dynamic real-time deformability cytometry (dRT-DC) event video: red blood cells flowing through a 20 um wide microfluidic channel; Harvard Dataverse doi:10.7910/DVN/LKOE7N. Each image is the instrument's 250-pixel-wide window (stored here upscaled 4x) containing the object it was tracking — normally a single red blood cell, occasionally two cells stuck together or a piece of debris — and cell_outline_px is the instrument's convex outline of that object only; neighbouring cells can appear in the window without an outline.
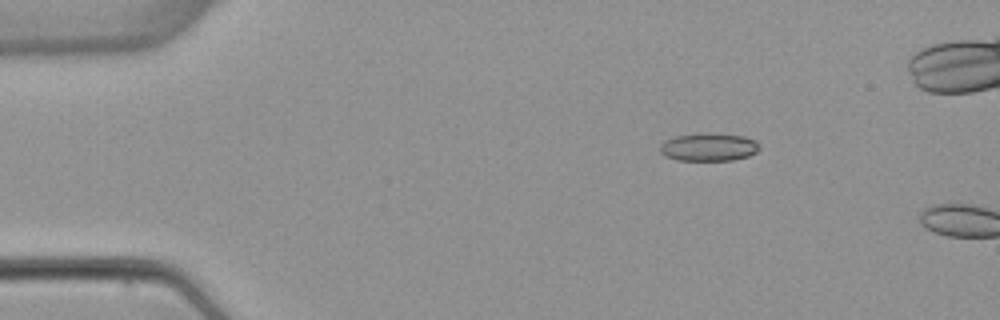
{"species": "common noctule bat (a hibernating species)", "species_latin": "Nyctalus noctula", "temperature_condition": "warm", "stored_images_in_passage": 4, "camera_frame_rate_fps": 3000, "um_per_image_px": 0.085, "animal": {"sex": "female", "body_mass_g": 22.7, "forearm_length_mm": 54.2}, "frame": {"image": 1, "passage_image": 3, "time_ms": 2.333, "image_size_px": [1000, 320], "cell_outline_px": [[760, 148], [756, 152], [748, 156], [732, 160], [676, 160], [664, 156], [660, 152], [660, 144], [664, 140], [676, 136], [696, 132], [708, 132], [744, 136], [756, 140], [760, 144]], "centroid_in_image_um": [60.23, 12.48], "position_along_channel_um": 24.8, "area_um2": 16.59}}